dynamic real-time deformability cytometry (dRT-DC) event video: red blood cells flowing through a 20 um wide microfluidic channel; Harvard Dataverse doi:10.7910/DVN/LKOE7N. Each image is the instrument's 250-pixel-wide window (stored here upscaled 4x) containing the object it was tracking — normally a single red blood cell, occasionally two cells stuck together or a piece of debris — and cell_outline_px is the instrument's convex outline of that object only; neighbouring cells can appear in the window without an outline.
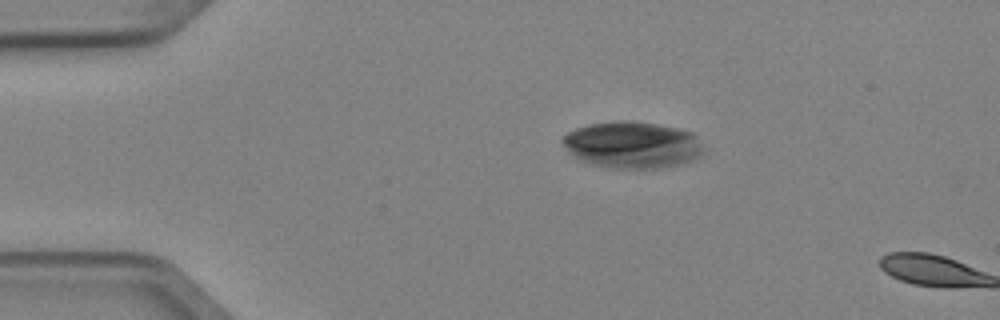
{"species": "Egyptian fruit bat (a non-hibernating species)", "species_latin": "Rousettus aegyptiacus", "temperature_condition": "cold", "stored_images_in_passage": 4, "camera_frame_rate_fps": 3000, "um_per_image_px": 0.085, "animal": {"sex": "female"}, "frame": {"image": 1, "passage_image": 3, "time_ms": 0.667, "image_size_px": [1000, 320], "cell_outline_px": [[704, 152], [700, 156], [692, 160], [680, 164], [664, 168], [616, 168], [592, 164], [580, 160], [572, 156], [568, 152], [560, 140], [568, 132], [576, 128], [588, 124], [616, 120], [628, 120], [656, 124], [676, 128], [692, 132]], "centroid_in_image_um": [53.7, 12.31], "position_along_channel_um": 31.3, "area_um2": 38.32}}